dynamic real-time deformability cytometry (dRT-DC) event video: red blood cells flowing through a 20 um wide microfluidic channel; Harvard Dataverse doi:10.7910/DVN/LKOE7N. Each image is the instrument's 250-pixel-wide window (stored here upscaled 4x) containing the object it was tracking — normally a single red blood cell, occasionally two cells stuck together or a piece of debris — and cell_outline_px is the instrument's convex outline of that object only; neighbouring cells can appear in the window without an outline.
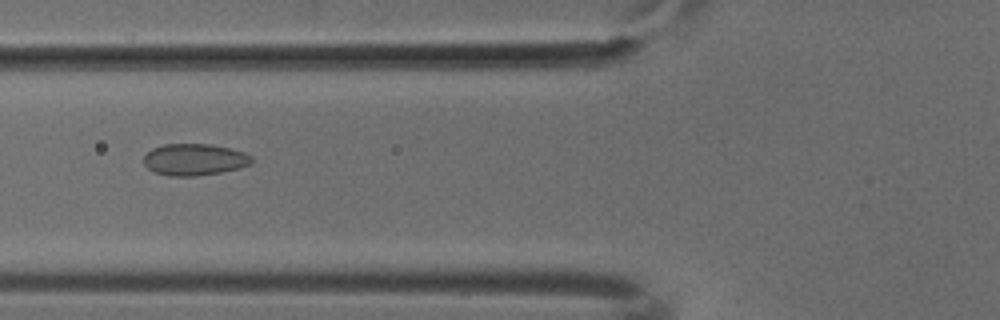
{"species": "common noctule bat (a hibernating species)", "species_latin": "Nyctalus noctula", "temperature_condition": "cold", "stored_images_in_passage": 39, "camera_frame_rate_fps": 3000, "um_per_image_px": 0.085, "animal": {"sex": "male", "body_mass_g": 18.8}, "frame": {"image": 1, "passage_image": 8, "time_ms": 2.333, "image_size_px": [1000, 320], "cell_outline_px": [[252, 164], [240, 168], [220, 172], [196, 176], [168, 176], [156, 172], [148, 168], [144, 164], [144, 156], [152, 148], [164, 144], [208, 144], [228, 148], [244, 152], [252, 156]], "centroid_in_image_um": [16.53, 13.56], "position_along_channel_um": 109.3, "area_um2": 19.88}}
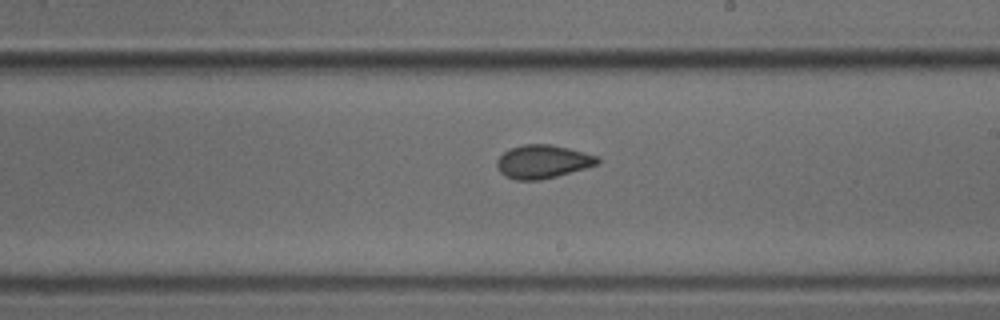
{"frame": {"image": 2, "passage_image": 18, "time_ms": 5.667, "image_size_px": [1000, 320], "cell_outline_px": [[600, 164], [556, 176], [540, 180], [516, 180], [504, 176], [500, 172], [496, 164], [496, 160], [504, 152], [512, 148], [524, 144], [552, 144], [584, 152], [596, 156], [600, 160]], "centroid_in_image_um": [46.12, 13.74], "position_along_channel_um": 242.9, "area_um2": 19.54}}
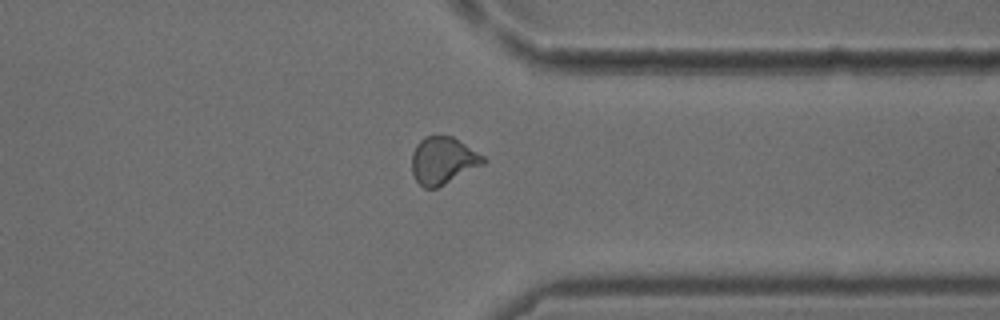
{"frame": {"image": 3, "passage_image": 28, "time_ms": 9.0, "image_size_px": [1000, 320], "cell_outline_px": [[488, 160], [484, 164], [436, 188], [424, 188], [416, 180], [412, 172], [412, 152], [416, 144], [424, 136], [452, 136], [484, 156]], "centroid_in_image_um": [37.64, 13.64], "position_along_channel_um": 373.8, "area_um2": 19.54}}